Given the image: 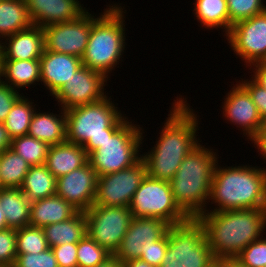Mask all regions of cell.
Returning a JSON list of instances; mask_svg holds the SVG:
<instances>
[{
  "instance_id": "obj_1",
  "label": "cell",
  "mask_w": 266,
  "mask_h": 267,
  "mask_svg": "<svg viewBox=\"0 0 266 267\" xmlns=\"http://www.w3.org/2000/svg\"><path fill=\"white\" fill-rule=\"evenodd\" d=\"M179 98L149 154L141 156L150 178L170 182L183 159L196 147L197 117Z\"/></svg>"
},
{
  "instance_id": "obj_2",
  "label": "cell",
  "mask_w": 266,
  "mask_h": 267,
  "mask_svg": "<svg viewBox=\"0 0 266 267\" xmlns=\"http://www.w3.org/2000/svg\"><path fill=\"white\" fill-rule=\"evenodd\" d=\"M216 260L235 258L260 237L266 225V208L204 212L198 217Z\"/></svg>"
},
{
  "instance_id": "obj_3",
  "label": "cell",
  "mask_w": 266,
  "mask_h": 267,
  "mask_svg": "<svg viewBox=\"0 0 266 267\" xmlns=\"http://www.w3.org/2000/svg\"><path fill=\"white\" fill-rule=\"evenodd\" d=\"M209 199L216 211L266 208V169L215 166Z\"/></svg>"
},
{
  "instance_id": "obj_4",
  "label": "cell",
  "mask_w": 266,
  "mask_h": 267,
  "mask_svg": "<svg viewBox=\"0 0 266 267\" xmlns=\"http://www.w3.org/2000/svg\"><path fill=\"white\" fill-rule=\"evenodd\" d=\"M199 143L183 159L169 182L179 208L189 217L198 218L210 197L216 155Z\"/></svg>"
},
{
  "instance_id": "obj_5",
  "label": "cell",
  "mask_w": 266,
  "mask_h": 267,
  "mask_svg": "<svg viewBox=\"0 0 266 267\" xmlns=\"http://www.w3.org/2000/svg\"><path fill=\"white\" fill-rule=\"evenodd\" d=\"M107 99L65 111L66 141L82 146L89 155L108 135H113L127 120Z\"/></svg>"
},
{
  "instance_id": "obj_6",
  "label": "cell",
  "mask_w": 266,
  "mask_h": 267,
  "mask_svg": "<svg viewBox=\"0 0 266 267\" xmlns=\"http://www.w3.org/2000/svg\"><path fill=\"white\" fill-rule=\"evenodd\" d=\"M122 8L111 6L101 17L93 18L89 40L82 65L103 73L106 77L124 51V26Z\"/></svg>"
},
{
  "instance_id": "obj_7",
  "label": "cell",
  "mask_w": 266,
  "mask_h": 267,
  "mask_svg": "<svg viewBox=\"0 0 266 267\" xmlns=\"http://www.w3.org/2000/svg\"><path fill=\"white\" fill-rule=\"evenodd\" d=\"M168 249L160 267H212L216 259L198 218L169 225Z\"/></svg>"
},
{
  "instance_id": "obj_8",
  "label": "cell",
  "mask_w": 266,
  "mask_h": 267,
  "mask_svg": "<svg viewBox=\"0 0 266 267\" xmlns=\"http://www.w3.org/2000/svg\"><path fill=\"white\" fill-rule=\"evenodd\" d=\"M142 132L126 121L101 146L88 155L89 164L97 176H104L132 167L141 158L137 155Z\"/></svg>"
},
{
  "instance_id": "obj_9",
  "label": "cell",
  "mask_w": 266,
  "mask_h": 267,
  "mask_svg": "<svg viewBox=\"0 0 266 267\" xmlns=\"http://www.w3.org/2000/svg\"><path fill=\"white\" fill-rule=\"evenodd\" d=\"M129 209L134 218H158L169 225L189 219L177 205L170 183L150 178L148 175L134 193Z\"/></svg>"
},
{
  "instance_id": "obj_10",
  "label": "cell",
  "mask_w": 266,
  "mask_h": 267,
  "mask_svg": "<svg viewBox=\"0 0 266 267\" xmlns=\"http://www.w3.org/2000/svg\"><path fill=\"white\" fill-rule=\"evenodd\" d=\"M84 214L87 220L86 234L113 255L133 218L129 207L93 205Z\"/></svg>"
},
{
  "instance_id": "obj_11",
  "label": "cell",
  "mask_w": 266,
  "mask_h": 267,
  "mask_svg": "<svg viewBox=\"0 0 266 267\" xmlns=\"http://www.w3.org/2000/svg\"><path fill=\"white\" fill-rule=\"evenodd\" d=\"M146 175V165L140 159L132 167L99 176L93 205L129 207L134 193Z\"/></svg>"
},
{
  "instance_id": "obj_12",
  "label": "cell",
  "mask_w": 266,
  "mask_h": 267,
  "mask_svg": "<svg viewBox=\"0 0 266 267\" xmlns=\"http://www.w3.org/2000/svg\"><path fill=\"white\" fill-rule=\"evenodd\" d=\"M92 27V16L84 12L69 22L43 27L45 50L82 58Z\"/></svg>"
},
{
  "instance_id": "obj_13",
  "label": "cell",
  "mask_w": 266,
  "mask_h": 267,
  "mask_svg": "<svg viewBox=\"0 0 266 267\" xmlns=\"http://www.w3.org/2000/svg\"><path fill=\"white\" fill-rule=\"evenodd\" d=\"M227 37L236 55L246 63L266 61V10L232 25Z\"/></svg>"
},
{
  "instance_id": "obj_14",
  "label": "cell",
  "mask_w": 266,
  "mask_h": 267,
  "mask_svg": "<svg viewBox=\"0 0 266 267\" xmlns=\"http://www.w3.org/2000/svg\"><path fill=\"white\" fill-rule=\"evenodd\" d=\"M169 224L158 218H132L130 226L113 254L121 263L140 259L153 242L160 240L167 232Z\"/></svg>"
},
{
  "instance_id": "obj_15",
  "label": "cell",
  "mask_w": 266,
  "mask_h": 267,
  "mask_svg": "<svg viewBox=\"0 0 266 267\" xmlns=\"http://www.w3.org/2000/svg\"><path fill=\"white\" fill-rule=\"evenodd\" d=\"M106 78L103 73L82 65L54 96L63 104L64 111L98 102L106 97L103 92Z\"/></svg>"
},
{
  "instance_id": "obj_16",
  "label": "cell",
  "mask_w": 266,
  "mask_h": 267,
  "mask_svg": "<svg viewBox=\"0 0 266 267\" xmlns=\"http://www.w3.org/2000/svg\"><path fill=\"white\" fill-rule=\"evenodd\" d=\"M97 174L89 162L72 172L57 178L56 195L85 212L94 204Z\"/></svg>"
},
{
  "instance_id": "obj_17",
  "label": "cell",
  "mask_w": 266,
  "mask_h": 267,
  "mask_svg": "<svg viewBox=\"0 0 266 267\" xmlns=\"http://www.w3.org/2000/svg\"><path fill=\"white\" fill-rule=\"evenodd\" d=\"M232 89L225 99L224 115L230 122L241 125L245 135L252 141L258 133L262 118L248 91L241 84Z\"/></svg>"
},
{
  "instance_id": "obj_18",
  "label": "cell",
  "mask_w": 266,
  "mask_h": 267,
  "mask_svg": "<svg viewBox=\"0 0 266 267\" xmlns=\"http://www.w3.org/2000/svg\"><path fill=\"white\" fill-rule=\"evenodd\" d=\"M33 25L46 27L69 22L84 13L78 0H25Z\"/></svg>"
},
{
  "instance_id": "obj_19",
  "label": "cell",
  "mask_w": 266,
  "mask_h": 267,
  "mask_svg": "<svg viewBox=\"0 0 266 267\" xmlns=\"http://www.w3.org/2000/svg\"><path fill=\"white\" fill-rule=\"evenodd\" d=\"M40 60V80L54 96L82 66L81 58L44 50Z\"/></svg>"
},
{
  "instance_id": "obj_20",
  "label": "cell",
  "mask_w": 266,
  "mask_h": 267,
  "mask_svg": "<svg viewBox=\"0 0 266 267\" xmlns=\"http://www.w3.org/2000/svg\"><path fill=\"white\" fill-rule=\"evenodd\" d=\"M6 46L0 43V60L40 59L45 50L43 28L32 25L9 37Z\"/></svg>"
},
{
  "instance_id": "obj_21",
  "label": "cell",
  "mask_w": 266,
  "mask_h": 267,
  "mask_svg": "<svg viewBox=\"0 0 266 267\" xmlns=\"http://www.w3.org/2000/svg\"><path fill=\"white\" fill-rule=\"evenodd\" d=\"M88 162V154L82 146L66 141L50 146L44 165L57 179Z\"/></svg>"
},
{
  "instance_id": "obj_22",
  "label": "cell",
  "mask_w": 266,
  "mask_h": 267,
  "mask_svg": "<svg viewBox=\"0 0 266 267\" xmlns=\"http://www.w3.org/2000/svg\"><path fill=\"white\" fill-rule=\"evenodd\" d=\"M79 210L58 195L31 202L30 222L33 227L43 228L74 216Z\"/></svg>"
},
{
  "instance_id": "obj_23",
  "label": "cell",
  "mask_w": 266,
  "mask_h": 267,
  "mask_svg": "<svg viewBox=\"0 0 266 267\" xmlns=\"http://www.w3.org/2000/svg\"><path fill=\"white\" fill-rule=\"evenodd\" d=\"M0 206L8 228L18 229L29 226L31 202L20 188H2Z\"/></svg>"
},
{
  "instance_id": "obj_24",
  "label": "cell",
  "mask_w": 266,
  "mask_h": 267,
  "mask_svg": "<svg viewBox=\"0 0 266 267\" xmlns=\"http://www.w3.org/2000/svg\"><path fill=\"white\" fill-rule=\"evenodd\" d=\"M50 248L65 243H78L87 233V220L83 211L71 218L42 228Z\"/></svg>"
},
{
  "instance_id": "obj_25",
  "label": "cell",
  "mask_w": 266,
  "mask_h": 267,
  "mask_svg": "<svg viewBox=\"0 0 266 267\" xmlns=\"http://www.w3.org/2000/svg\"><path fill=\"white\" fill-rule=\"evenodd\" d=\"M55 115L35 112L32 116L28 136L51 145L66 142V114L63 110L62 115Z\"/></svg>"
},
{
  "instance_id": "obj_26",
  "label": "cell",
  "mask_w": 266,
  "mask_h": 267,
  "mask_svg": "<svg viewBox=\"0 0 266 267\" xmlns=\"http://www.w3.org/2000/svg\"><path fill=\"white\" fill-rule=\"evenodd\" d=\"M2 76L9 80L2 82L13 89L29 86L40 81V60H0V78Z\"/></svg>"
},
{
  "instance_id": "obj_27",
  "label": "cell",
  "mask_w": 266,
  "mask_h": 267,
  "mask_svg": "<svg viewBox=\"0 0 266 267\" xmlns=\"http://www.w3.org/2000/svg\"><path fill=\"white\" fill-rule=\"evenodd\" d=\"M57 179L45 165L30 166L20 190L30 202L56 194Z\"/></svg>"
},
{
  "instance_id": "obj_28",
  "label": "cell",
  "mask_w": 266,
  "mask_h": 267,
  "mask_svg": "<svg viewBox=\"0 0 266 267\" xmlns=\"http://www.w3.org/2000/svg\"><path fill=\"white\" fill-rule=\"evenodd\" d=\"M32 25L25 0L0 1V35L2 37H9Z\"/></svg>"
},
{
  "instance_id": "obj_29",
  "label": "cell",
  "mask_w": 266,
  "mask_h": 267,
  "mask_svg": "<svg viewBox=\"0 0 266 267\" xmlns=\"http://www.w3.org/2000/svg\"><path fill=\"white\" fill-rule=\"evenodd\" d=\"M30 165L13 150L0 154V180L2 188H20Z\"/></svg>"
},
{
  "instance_id": "obj_30",
  "label": "cell",
  "mask_w": 266,
  "mask_h": 267,
  "mask_svg": "<svg viewBox=\"0 0 266 267\" xmlns=\"http://www.w3.org/2000/svg\"><path fill=\"white\" fill-rule=\"evenodd\" d=\"M195 15L207 28H225L229 33V16L226 0H196Z\"/></svg>"
},
{
  "instance_id": "obj_31",
  "label": "cell",
  "mask_w": 266,
  "mask_h": 267,
  "mask_svg": "<svg viewBox=\"0 0 266 267\" xmlns=\"http://www.w3.org/2000/svg\"><path fill=\"white\" fill-rule=\"evenodd\" d=\"M31 105L32 102L30 103L24 96H21L10 109L3 123L12 139L28 134L30 122L35 112Z\"/></svg>"
},
{
  "instance_id": "obj_32",
  "label": "cell",
  "mask_w": 266,
  "mask_h": 267,
  "mask_svg": "<svg viewBox=\"0 0 266 267\" xmlns=\"http://www.w3.org/2000/svg\"><path fill=\"white\" fill-rule=\"evenodd\" d=\"M50 145L28 135L15 137L10 149L20 155L30 166L44 165Z\"/></svg>"
},
{
  "instance_id": "obj_33",
  "label": "cell",
  "mask_w": 266,
  "mask_h": 267,
  "mask_svg": "<svg viewBox=\"0 0 266 267\" xmlns=\"http://www.w3.org/2000/svg\"><path fill=\"white\" fill-rule=\"evenodd\" d=\"M17 254L40 253L49 248L42 228L25 226L16 229Z\"/></svg>"
},
{
  "instance_id": "obj_34",
  "label": "cell",
  "mask_w": 266,
  "mask_h": 267,
  "mask_svg": "<svg viewBox=\"0 0 266 267\" xmlns=\"http://www.w3.org/2000/svg\"><path fill=\"white\" fill-rule=\"evenodd\" d=\"M111 255L87 234L77 243L78 267H95Z\"/></svg>"
},
{
  "instance_id": "obj_35",
  "label": "cell",
  "mask_w": 266,
  "mask_h": 267,
  "mask_svg": "<svg viewBox=\"0 0 266 267\" xmlns=\"http://www.w3.org/2000/svg\"><path fill=\"white\" fill-rule=\"evenodd\" d=\"M229 16V32L235 23L249 19L266 10L261 0H226Z\"/></svg>"
},
{
  "instance_id": "obj_36",
  "label": "cell",
  "mask_w": 266,
  "mask_h": 267,
  "mask_svg": "<svg viewBox=\"0 0 266 267\" xmlns=\"http://www.w3.org/2000/svg\"><path fill=\"white\" fill-rule=\"evenodd\" d=\"M235 259L246 267H266V239L251 242Z\"/></svg>"
},
{
  "instance_id": "obj_37",
  "label": "cell",
  "mask_w": 266,
  "mask_h": 267,
  "mask_svg": "<svg viewBox=\"0 0 266 267\" xmlns=\"http://www.w3.org/2000/svg\"><path fill=\"white\" fill-rule=\"evenodd\" d=\"M13 267H58L53 250H47L34 254H17Z\"/></svg>"
},
{
  "instance_id": "obj_38",
  "label": "cell",
  "mask_w": 266,
  "mask_h": 267,
  "mask_svg": "<svg viewBox=\"0 0 266 267\" xmlns=\"http://www.w3.org/2000/svg\"><path fill=\"white\" fill-rule=\"evenodd\" d=\"M16 229L0 230V266H13L16 260Z\"/></svg>"
},
{
  "instance_id": "obj_39",
  "label": "cell",
  "mask_w": 266,
  "mask_h": 267,
  "mask_svg": "<svg viewBox=\"0 0 266 267\" xmlns=\"http://www.w3.org/2000/svg\"><path fill=\"white\" fill-rule=\"evenodd\" d=\"M51 249L55 254L58 267H78L77 243H65Z\"/></svg>"
},
{
  "instance_id": "obj_40",
  "label": "cell",
  "mask_w": 266,
  "mask_h": 267,
  "mask_svg": "<svg viewBox=\"0 0 266 267\" xmlns=\"http://www.w3.org/2000/svg\"><path fill=\"white\" fill-rule=\"evenodd\" d=\"M167 249L168 234L166 233L160 240L153 242V246L147 249L140 259L147 262L149 265L160 267Z\"/></svg>"
},
{
  "instance_id": "obj_41",
  "label": "cell",
  "mask_w": 266,
  "mask_h": 267,
  "mask_svg": "<svg viewBox=\"0 0 266 267\" xmlns=\"http://www.w3.org/2000/svg\"><path fill=\"white\" fill-rule=\"evenodd\" d=\"M240 84L248 91L261 118L266 119V88H263L254 79L248 82H240Z\"/></svg>"
},
{
  "instance_id": "obj_42",
  "label": "cell",
  "mask_w": 266,
  "mask_h": 267,
  "mask_svg": "<svg viewBox=\"0 0 266 267\" xmlns=\"http://www.w3.org/2000/svg\"><path fill=\"white\" fill-rule=\"evenodd\" d=\"M21 96L12 87L4 84L0 78V122H4L10 109Z\"/></svg>"
},
{
  "instance_id": "obj_43",
  "label": "cell",
  "mask_w": 266,
  "mask_h": 267,
  "mask_svg": "<svg viewBox=\"0 0 266 267\" xmlns=\"http://www.w3.org/2000/svg\"><path fill=\"white\" fill-rule=\"evenodd\" d=\"M252 140L257 145V148L260 149L264 158H266V119H262L258 133Z\"/></svg>"
},
{
  "instance_id": "obj_44",
  "label": "cell",
  "mask_w": 266,
  "mask_h": 267,
  "mask_svg": "<svg viewBox=\"0 0 266 267\" xmlns=\"http://www.w3.org/2000/svg\"><path fill=\"white\" fill-rule=\"evenodd\" d=\"M257 64V65H256ZM255 65V77L253 78L258 84H260L263 88H266V62H259Z\"/></svg>"
},
{
  "instance_id": "obj_45",
  "label": "cell",
  "mask_w": 266,
  "mask_h": 267,
  "mask_svg": "<svg viewBox=\"0 0 266 267\" xmlns=\"http://www.w3.org/2000/svg\"><path fill=\"white\" fill-rule=\"evenodd\" d=\"M12 138L9 136L4 123L0 122V154L10 149Z\"/></svg>"
},
{
  "instance_id": "obj_46",
  "label": "cell",
  "mask_w": 266,
  "mask_h": 267,
  "mask_svg": "<svg viewBox=\"0 0 266 267\" xmlns=\"http://www.w3.org/2000/svg\"><path fill=\"white\" fill-rule=\"evenodd\" d=\"M219 267H246L235 258L219 259Z\"/></svg>"
},
{
  "instance_id": "obj_47",
  "label": "cell",
  "mask_w": 266,
  "mask_h": 267,
  "mask_svg": "<svg viewBox=\"0 0 266 267\" xmlns=\"http://www.w3.org/2000/svg\"><path fill=\"white\" fill-rule=\"evenodd\" d=\"M95 267H122V264L117 260V258L114 255H111L103 263L98 264Z\"/></svg>"
},
{
  "instance_id": "obj_48",
  "label": "cell",
  "mask_w": 266,
  "mask_h": 267,
  "mask_svg": "<svg viewBox=\"0 0 266 267\" xmlns=\"http://www.w3.org/2000/svg\"><path fill=\"white\" fill-rule=\"evenodd\" d=\"M121 264H122V267H154L152 265H149L147 262L141 259L131 260V261L124 262Z\"/></svg>"
},
{
  "instance_id": "obj_49",
  "label": "cell",
  "mask_w": 266,
  "mask_h": 267,
  "mask_svg": "<svg viewBox=\"0 0 266 267\" xmlns=\"http://www.w3.org/2000/svg\"><path fill=\"white\" fill-rule=\"evenodd\" d=\"M6 228H8L7 223H6V218H5V215L3 213L2 208L0 206V230H4Z\"/></svg>"
},
{
  "instance_id": "obj_50",
  "label": "cell",
  "mask_w": 266,
  "mask_h": 267,
  "mask_svg": "<svg viewBox=\"0 0 266 267\" xmlns=\"http://www.w3.org/2000/svg\"><path fill=\"white\" fill-rule=\"evenodd\" d=\"M212 267H219V260H216V263Z\"/></svg>"
}]
</instances>
